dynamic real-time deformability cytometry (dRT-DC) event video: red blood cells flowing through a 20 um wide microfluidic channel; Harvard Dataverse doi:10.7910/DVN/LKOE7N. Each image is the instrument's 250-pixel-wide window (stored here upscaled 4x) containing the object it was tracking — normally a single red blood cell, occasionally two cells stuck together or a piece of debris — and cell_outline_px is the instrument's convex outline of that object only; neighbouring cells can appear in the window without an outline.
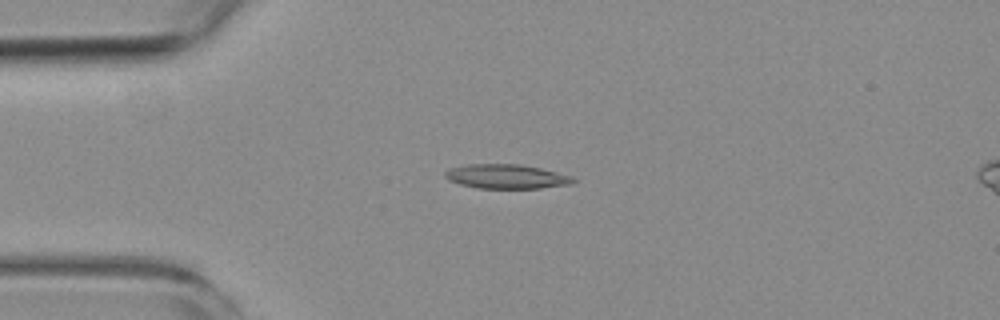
{"species": "common noctule bat (a hibernating species)", "species_latin": "Nyctalus noctula", "temperature_condition": "room temperature", "stored_images_in_passage": 4, "camera_frame_rate_fps": 3000, "um_per_image_px": 0.085, "animal": {"sex": "female", "body_mass_g": 19.3, "forearm_length_mm": 54.1}, "frame": {"image": 1, "passage_image": 2, "time_ms": 1.333, "image_size_px": [1000, 320], "cell_outline_px": [[576, 180], [572, 184], [540, 188], [476, 188], [460, 184], [448, 180], [444, 176], [444, 172], [448, 168], [468, 164], [520, 164], [540, 168], [572, 176]], "centroid_in_image_um": [43.01, 15.0], "position_along_channel_um": 42.0, "area_um2": 18.21}}